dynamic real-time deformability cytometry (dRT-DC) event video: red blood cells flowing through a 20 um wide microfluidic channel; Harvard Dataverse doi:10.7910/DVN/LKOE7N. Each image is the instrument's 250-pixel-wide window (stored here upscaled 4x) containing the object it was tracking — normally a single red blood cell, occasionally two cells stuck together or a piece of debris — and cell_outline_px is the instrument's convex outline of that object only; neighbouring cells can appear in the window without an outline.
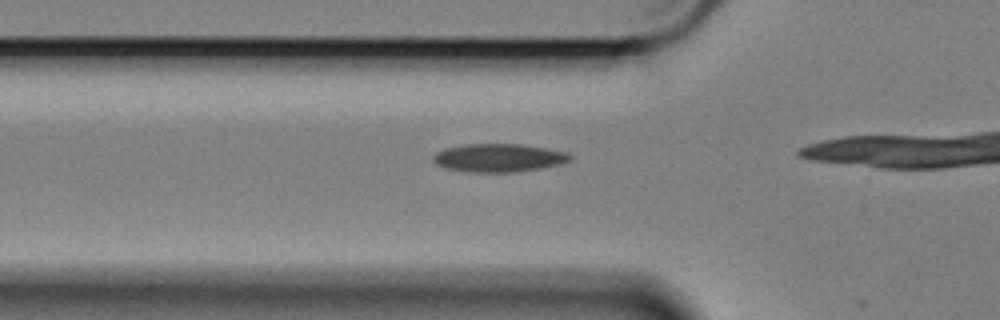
{"species": "Egyptian fruit bat (a non-hibernating species)", "species_latin": "Rousettus aegyptiacus", "temperature_condition": "cold", "stored_images_in_passage": 16, "camera_frame_rate_fps": 3000, "um_per_image_px": 0.085, "animal": {"sex": "female"}, "frame": {"image": 1, "passage_image": 3, "time_ms": 0.667, "image_size_px": [1000, 320], "cell_outline_px": [[572, 156], [568, 160], [560, 164], [540, 168], [516, 172], [468, 172], [444, 168], [436, 164], [432, 160], [432, 156], [436, 152], [444, 148], [464, 144], [520, 144], [568, 152]], "centroid_in_image_um": [42.33, 13.41], "position_along_channel_um": 83.5, "area_um2": 22.54}}
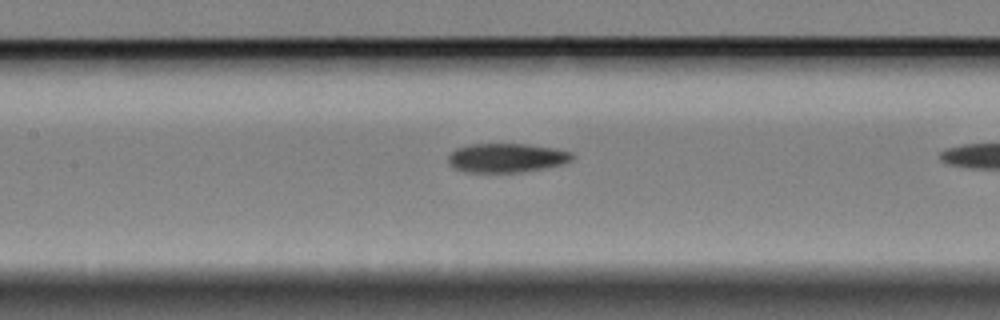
{"frame": {"image": 2, "passage_image": 10, "time_ms": 3.0, "image_size_px": [1000, 320], "cell_outline_px": [[576, 156], [572, 160], [564, 164], [544, 168], [520, 172], [468, 172], [456, 168], [448, 160], [448, 156], [456, 148], [468, 144], [528, 144], [556, 148], [572, 152]], "centroid_in_image_um": [43.12, 13.4], "position_along_channel_um": 164.3, "area_um2": 21.04}}
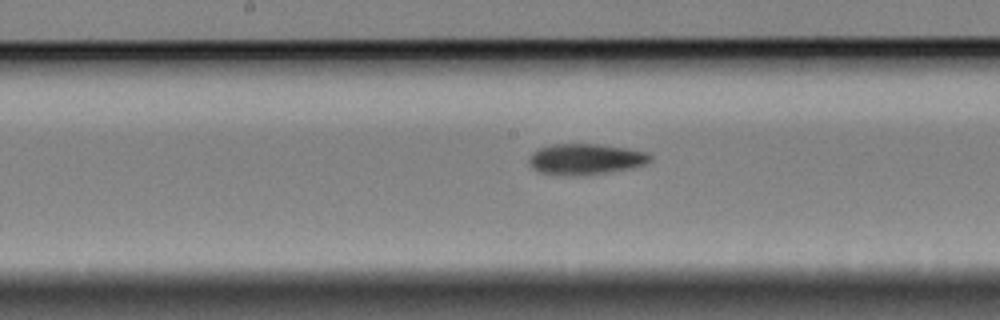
{"frame": {"image": 3, "passage_image": 13, "time_ms": 4.0, "image_size_px": [1000, 320], "cell_outline_px": [[652, 160], [644, 164], [632, 168], [584, 176], [572, 176], [540, 172], [528, 160], [532, 152], [540, 148], [552, 144], [596, 144], [628, 148], [648, 152], [652, 156]], "centroid_in_image_um": [49.83, 13.52], "position_along_channel_um": 198.4, "area_um2": 21.79}}